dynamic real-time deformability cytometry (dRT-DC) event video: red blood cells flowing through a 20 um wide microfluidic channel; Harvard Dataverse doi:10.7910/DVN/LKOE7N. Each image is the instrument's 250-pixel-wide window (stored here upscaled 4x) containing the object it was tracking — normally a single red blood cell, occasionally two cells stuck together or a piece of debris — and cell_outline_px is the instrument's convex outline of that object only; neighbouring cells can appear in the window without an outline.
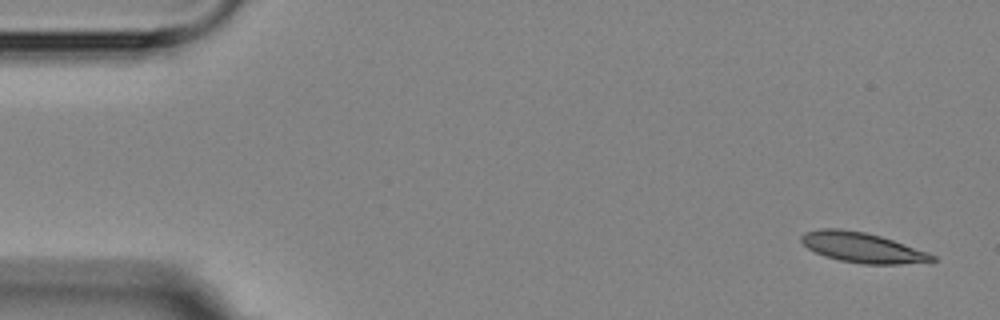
{"species": "Egyptian fruit bat (a non-hibernating species)", "species_latin": "Rousettus aegyptiacus", "temperature_condition": "room temperature", "stored_images_in_passage": 5, "camera_frame_rate_fps": 3000, "um_per_image_px": 0.085, "animal": {"sex": "female"}, "frame": {"image": 1, "passage_image": 1, "time_ms": 0.0, "image_size_px": [1000, 320], "cell_outline_px": [[936, 260], [900, 264], [864, 264], [840, 260], [824, 256], [808, 248], [800, 240], [800, 236], [804, 232], [820, 228], [840, 228], [864, 232], [880, 236], [928, 252], [936, 256]], "centroid_in_image_um": [73.25, 21.03], "position_along_channel_um": 11.7, "area_um2": 22.77}}
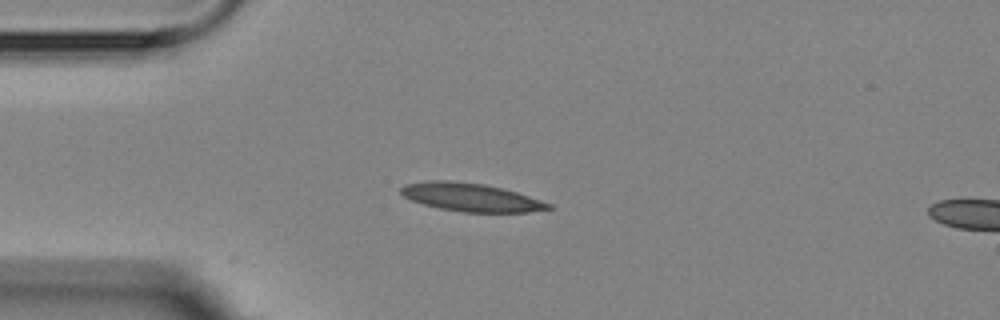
{"frame": {"image": 2, "passage_image": 4, "time_ms": 3.667, "image_size_px": [1000, 320], "cell_outline_px": [[556, 208], [528, 212], [464, 212], [440, 208], [424, 204], [412, 200], [404, 196], [400, 192], [400, 188], [404, 184], [428, 180], [452, 180], [484, 184], [516, 192], [552, 204]], "centroid_in_image_um": [40.02, 16.76], "position_along_channel_um": 45.0, "area_um2": 24.16}}